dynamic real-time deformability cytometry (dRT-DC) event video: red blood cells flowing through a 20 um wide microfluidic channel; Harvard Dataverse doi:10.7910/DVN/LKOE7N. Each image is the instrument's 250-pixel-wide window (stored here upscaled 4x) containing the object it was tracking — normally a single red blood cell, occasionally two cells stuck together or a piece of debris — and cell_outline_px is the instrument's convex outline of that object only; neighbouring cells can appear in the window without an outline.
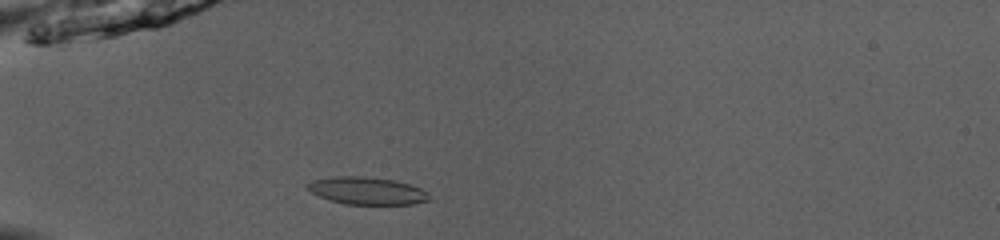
{"species": "common noctule bat (a hibernating species)", "species_latin": "Nyctalus noctula", "temperature_condition": "room temperature", "stored_images_in_passage": 51, "camera_frame_rate_fps": 3000, "um_per_image_px": 0.085, "animal": {"sex": "male", "body_mass_g": 13.0, "forearm_length_mm": 53.1}, "frame": {"image": 1, "passage_image": 17, "time_ms": 5.333, "image_size_px": [1000, 240], "cell_outline_px": [[432, 200], [412, 204], [344, 204], [328, 200], [312, 192], [304, 184], [312, 180], [332, 176], [364, 176], [392, 180], [408, 184], [420, 188], [428, 192]], "centroid_in_image_um": [31.18, 16.21], "position_along_channel_um": 53.8, "area_um2": 19.54}}
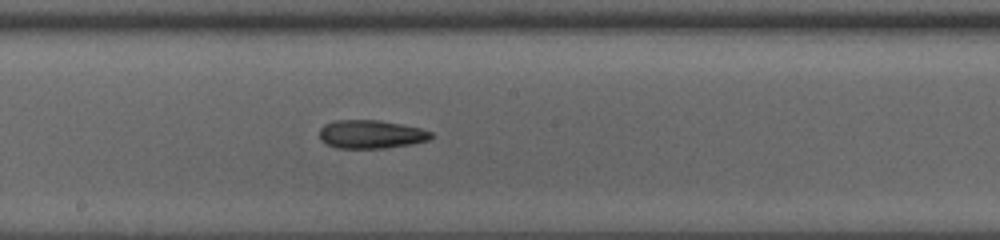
{"frame": {"image": 2, "passage_image": 30, "time_ms": 9.667, "image_size_px": [1000, 240], "cell_outline_px": [[432, 136], [428, 140], [412, 144], [384, 148], [336, 148], [320, 140], [320, 128], [324, 124], [336, 120], [376, 120], [400, 124], [420, 128], [432, 132]], "centroid_in_image_um": [31.52, 11.41], "position_along_channel_um": 216.7, "area_um2": 18.38}}
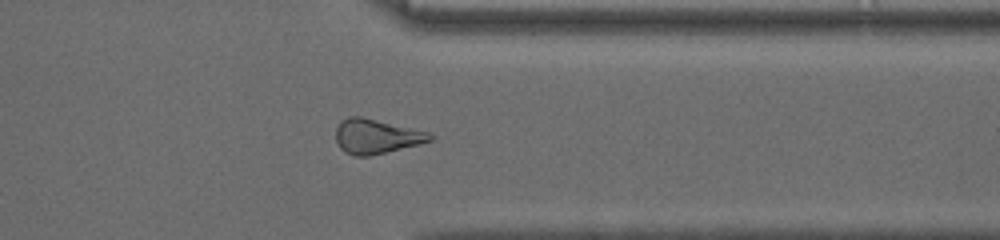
{"frame": {"image": 3, "passage_image": 42, "time_ms": 13.667, "image_size_px": [1000, 240], "cell_outline_px": [[436, 136], [432, 140], [420, 144], [368, 156], [356, 156], [344, 152], [340, 148], [336, 140], [336, 128], [340, 120], [348, 116], [360, 116], [428, 132]], "centroid_in_image_um": [31.96, 11.59], "position_along_channel_um": 379.4, "area_um2": 18.9}, "authors_computed_cell_mechanics": {"area_um2": 19.5364, "velocity_mm_per_s": 4.0938, "shape_relaxation_time_tau1_ms": 4.6171, "shape_relaxation_time_tau2_ms": 4.36, "deformation_change_tau1": 0.1343, "deformation_change_tau2": 0.1515}}